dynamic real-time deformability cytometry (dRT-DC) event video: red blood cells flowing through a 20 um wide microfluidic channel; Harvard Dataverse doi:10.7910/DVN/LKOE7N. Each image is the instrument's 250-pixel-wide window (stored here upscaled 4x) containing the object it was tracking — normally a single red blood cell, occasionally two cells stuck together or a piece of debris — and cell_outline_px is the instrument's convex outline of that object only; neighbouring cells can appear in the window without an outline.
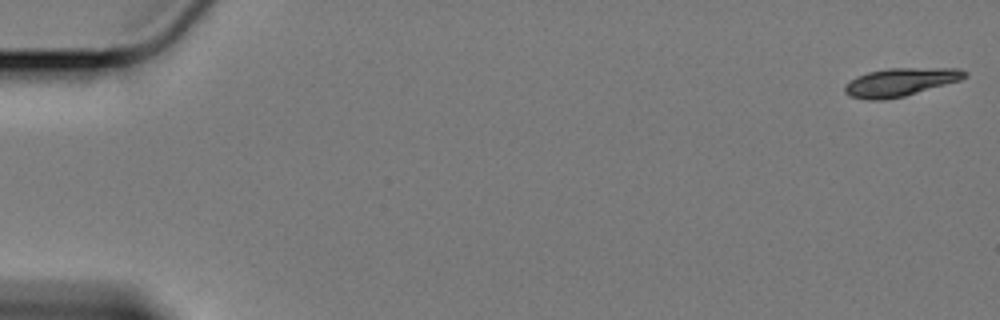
{"species": "Egyptian fruit bat (a non-hibernating species)", "species_latin": "Rousettus aegyptiacus", "temperature_condition": "cold", "stored_images_in_passage": 21, "camera_frame_rate_fps": 3000, "um_per_image_px": 0.085, "animal": {"sex": "female"}, "frame": {"image": 1, "passage_image": 1, "time_ms": 0.0, "image_size_px": [1000, 320], "cell_outline_px": [[968, 76], [960, 80], [904, 96], [884, 100], [868, 100], [852, 96], [844, 92], [844, 88], [856, 76], [868, 72], [888, 68], [960, 68], [968, 72]], "centroid_in_image_um": [76.57, 6.97], "position_along_channel_um": 8.4, "area_um2": 19.54}}
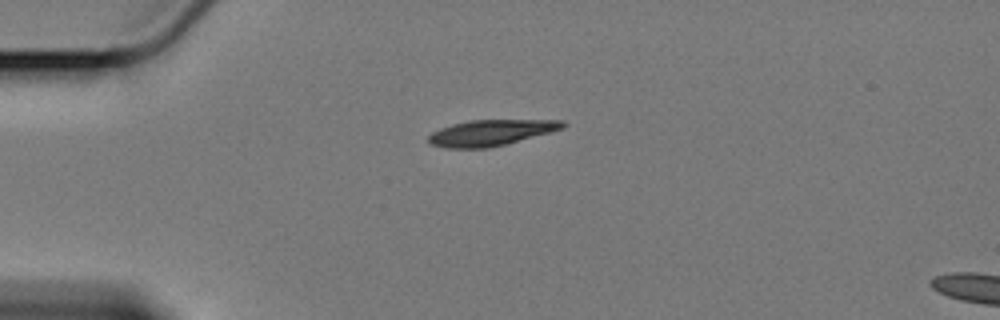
{"frame": {"image": 2, "passage_image": 15, "time_ms": 4.667, "image_size_px": [1000, 320], "cell_outline_px": [[568, 124], [564, 128], [504, 144], [488, 148], [444, 148], [432, 144], [428, 140], [428, 136], [432, 132], [440, 128], [452, 124], [468, 120], [564, 120]], "centroid_in_image_um": [41.71, 11.27], "position_along_channel_um": 43.3, "area_um2": 20.11}}
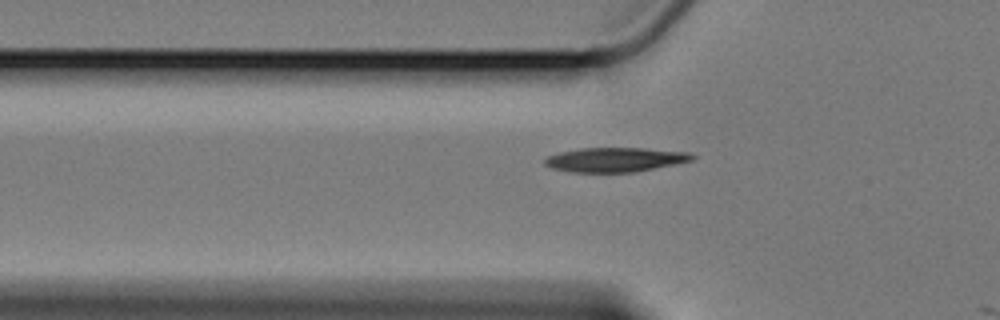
{"frame": {"image": 3, "passage_image": 20, "time_ms": 6.333, "image_size_px": [1000, 320], "cell_outline_px": [[696, 156], [692, 160], [676, 164], [636, 172], [568, 172], [552, 168], [544, 164], [544, 156], [560, 152], [580, 148], [644, 148], [692, 152]], "centroid_in_image_um": [52.29, 13.57], "position_along_channel_um": 73.5, "area_um2": 21.21}}